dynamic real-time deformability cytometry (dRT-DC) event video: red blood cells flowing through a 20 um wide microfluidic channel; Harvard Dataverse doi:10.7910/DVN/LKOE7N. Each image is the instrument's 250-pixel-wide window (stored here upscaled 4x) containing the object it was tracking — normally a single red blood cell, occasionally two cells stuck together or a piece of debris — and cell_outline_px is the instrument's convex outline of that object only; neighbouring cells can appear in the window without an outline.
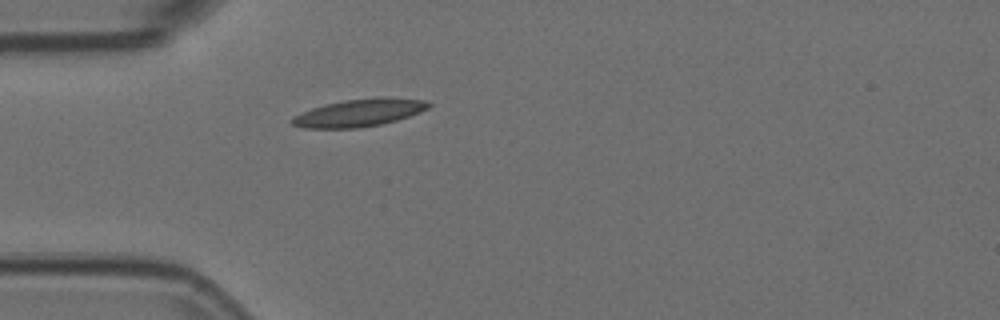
{"species": "Egyptian fruit bat (a non-hibernating species)", "species_latin": "Rousettus aegyptiacus", "temperature_condition": "room temperature", "stored_images_in_passage": 40, "camera_frame_rate_fps": 3000, "um_per_image_px": 0.085, "animal": {"sex": "female"}, "frame": {"image": 1, "passage_image": 1, "time_ms": 0.0, "image_size_px": [1000, 320], "cell_outline_px": [[432, 104], [428, 108], [420, 112], [396, 120], [380, 124], [356, 128], [304, 128], [292, 124], [288, 120], [292, 116], [312, 108], [324, 104], [344, 100], [376, 96], [384, 96], [424, 100]], "centroid_in_image_um": [30.51, 9.57], "position_along_channel_um": 54.5, "area_um2": 22.08}}
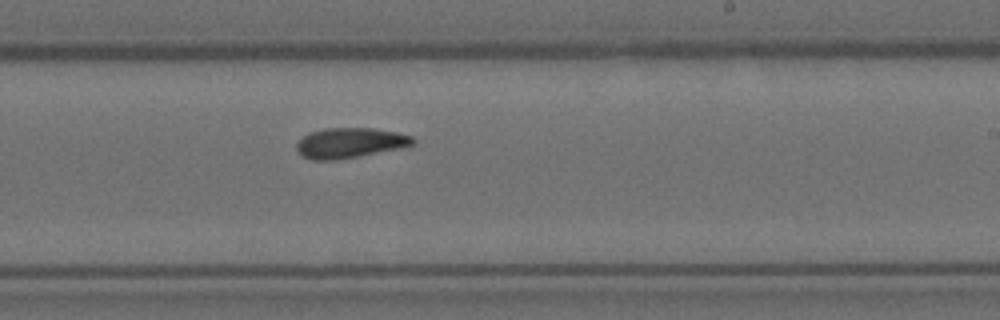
{"frame": {"image": 2, "passage_image": 18, "time_ms": 5.667, "image_size_px": [1000, 320], "cell_outline_px": [[416, 144], [400, 148], [336, 160], [312, 160], [300, 156], [296, 148], [296, 144], [304, 136], [312, 132], [324, 128], [372, 128], [396, 132], [412, 136], [416, 140]], "centroid_in_image_um": [29.74, 12.15], "position_along_channel_um": 259.3, "area_um2": 20.4}}
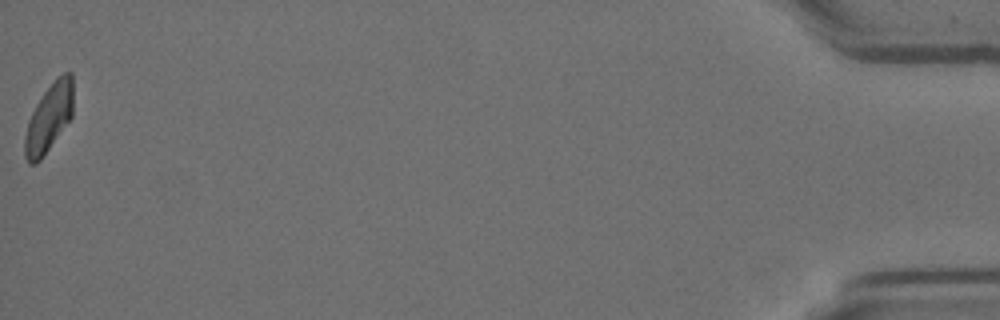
{"frame": {"image": 3, "passage_image": 40, "time_ms": 13.0, "image_size_px": [1000, 320], "cell_outline_px": [[72, 116], [40, 160], [36, 164], [28, 164], [24, 156], [24, 136], [28, 120], [36, 104], [44, 92], [56, 76], [64, 72], [72, 72]], "centroid_in_image_um": [4.13, 10.01], "position_along_channel_um": 431.1, "area_um2": 19.13}, "authors_computed_cell_mechanics": {"area_um2": 20.2589, "velocity_mm_per_s": 3.7162, "shape_relaxation_time_tau1_ms": null, "shape_relaxation_time_tau2_ms": 2.9737, "deformation_change_tau1": null, "deformation_change_tau2": 0.094}}